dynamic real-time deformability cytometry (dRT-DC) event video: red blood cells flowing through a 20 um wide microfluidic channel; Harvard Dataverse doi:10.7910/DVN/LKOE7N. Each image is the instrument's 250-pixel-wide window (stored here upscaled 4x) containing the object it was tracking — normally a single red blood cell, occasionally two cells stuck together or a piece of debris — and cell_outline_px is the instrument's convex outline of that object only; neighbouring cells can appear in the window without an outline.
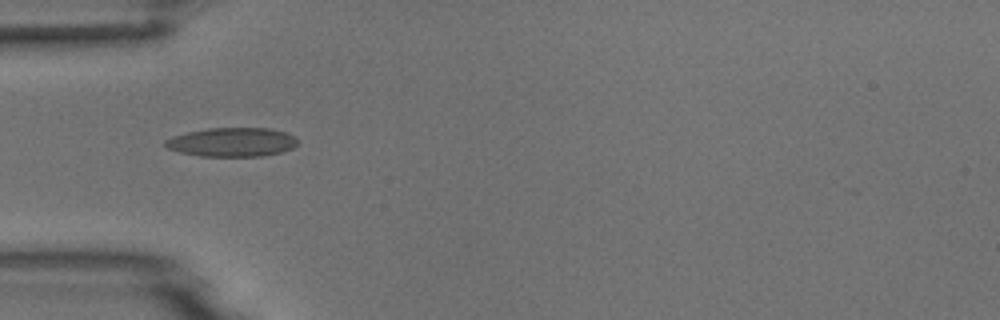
{"species": "common noctule bat (a hibernating species)", "species_latin": "Nyctalus noctula", "temperature_condition": "room temperature", "stored_images_in_passage": 3, "camera_frame_rate_fps": 3000, "um_per_image_px": 0.085, "animal": {"sex": "male", "body_mass_g": 18.8}, "frame": {"image": 1, "passage_image": 1, "time_ms": 0.0, "image_size_px": [1000, 320], "cell_outline_px": [[296, 144], [292, 148], [280, 152], [264, 156], [200, 156], [180, 152], [168, 148], [164, 144], [164, 140], [172, 136], [188, 132], [208, 128], [268, 128], [288, 132], [296, 136]], "centroid_in_image_um": [19.73, 12.07], "position_along_channel_um": 65.3, "area_um2": 22.37}}